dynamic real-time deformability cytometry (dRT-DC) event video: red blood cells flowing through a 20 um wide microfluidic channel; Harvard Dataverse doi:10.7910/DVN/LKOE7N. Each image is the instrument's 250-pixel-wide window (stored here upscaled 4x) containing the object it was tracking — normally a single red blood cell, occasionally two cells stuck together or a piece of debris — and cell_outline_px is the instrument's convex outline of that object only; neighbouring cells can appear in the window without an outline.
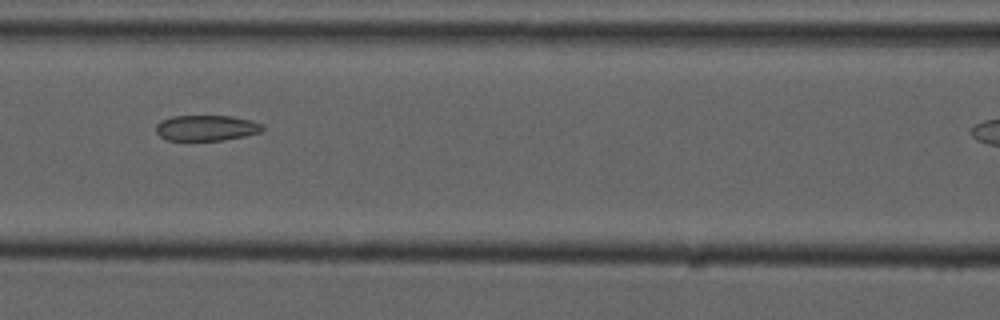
{"species": "common noctule bat (a hibernating species)", "species_latin": "Nyctalus noctula", "temperature_condition": "cold", "stored_images_in_passage": 6, "segment_of_instrument_passage": [1, 2], "camera_frame_rate_fps": 3000, "um_per_image_px": 0.085, "animal": {"sex": "male", "forearm_length_mm": 52.5}, "frame": {"image": 1, "passage_image": 5, "time_ms": 4.667, "image_size_px": [1000, 320], "cell_outline_px": [[264, 128], [260, 132], [244, 136], [224, 140], [168, 140], [160, 136], [156, 132], [156, 124], [160, 120], [172, 116], [232, 116], [252, 120], [264, 124]], "centroid_in_image_um": [17.55, 10.86], "position_along_channel_um": 149.1, "area_um2": 16.01}}